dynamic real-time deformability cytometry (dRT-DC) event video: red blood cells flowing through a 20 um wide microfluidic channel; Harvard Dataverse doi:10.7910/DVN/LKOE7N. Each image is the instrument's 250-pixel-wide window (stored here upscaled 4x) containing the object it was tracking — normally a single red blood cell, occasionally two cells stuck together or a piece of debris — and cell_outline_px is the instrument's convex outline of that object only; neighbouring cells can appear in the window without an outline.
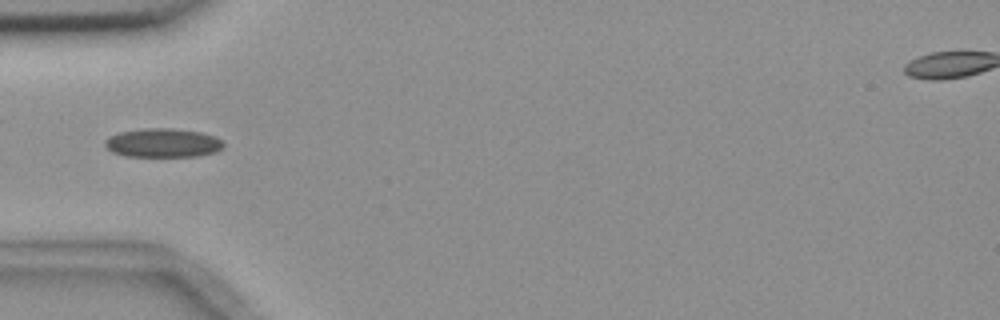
{"species": "common noctule bat (a hibernating species)", "species_latin": "Nyctalus noctula", "temperature_condition": "room temperature", "stored_images_in_passage": 9, "camera_frame_rate_fps": 3000, "um_per_image_px": 0.085, "animal": {"sex": "female", "body_mass_g": 18.4}, "frame": {"image": 1, "passage_image": 4, "time_ms": 3.667, "image_size_px": [1000, 320], "cell_outline_px": [[224, 148], [216, 152], [196, 156], [124, 156], [112, 152], [104, 144], [104, 140], [108, 136], [120, 132], [144, 128], [172, 128], [200, 132], [216, 136], [224, 144]], "centroid_in_image_um": [13.84, 12.14], "position_along_channel_um": 71.2, "area_um2": 20.06}}
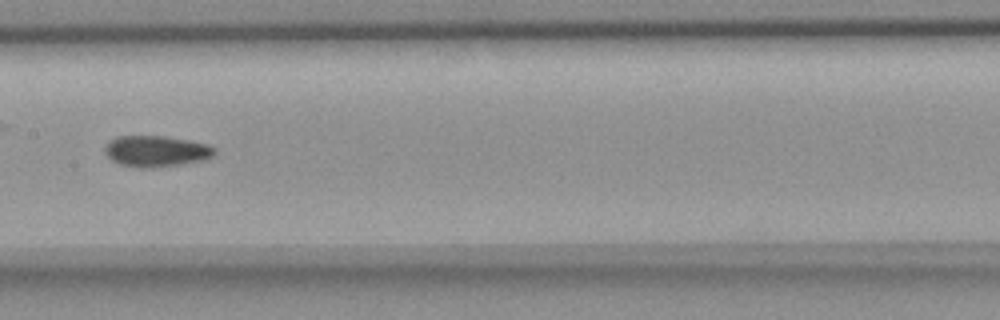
{"frame": {"image": 2, "passage_image": 7, "time_ms": 7.0, "image_size_px": [1000, 320], "cell_outline_px": [[216, 152], [212, 156], [204, 160], [180, 164], [152, 168], [140, 168], [120, 164], [112, 160], [104, 152], [104, 148], [108, 140], [116, 136], [164, 136], [188, 140], [208, 144], [216, 148]], "centroid_in_image_um": [13.26, 12.84], "position_along_channel_um": 194.1, "area_um2": 20.0}}
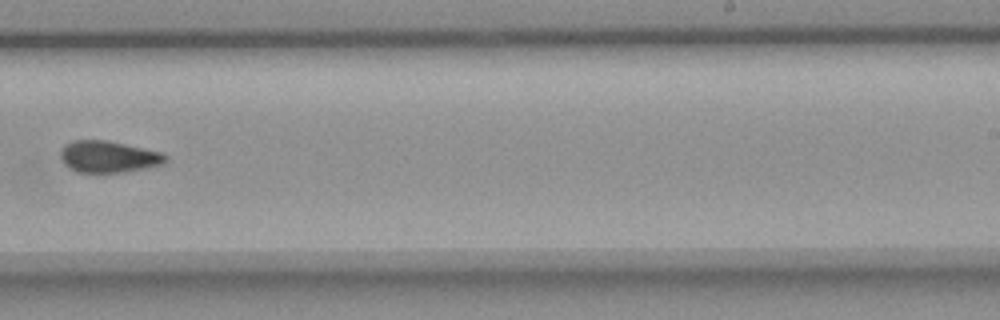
{"frame": {"image": 3, "passage_image": 9, "time_ms": 9.333, "image_size_px": [1000, 320], "cell_outline_px": [[168, 160], [164, 164], [124, 172], [76, 172], [68, 168], [64, 164], [60, 156], [60, 148], [64, 144], [72, 140], [108, 140], [160, 152], [168, 156]], "centroid_in_image_um": [9.18, 13.31], "position_along_channel_um": 279.8, "area_um2": 19.54}}